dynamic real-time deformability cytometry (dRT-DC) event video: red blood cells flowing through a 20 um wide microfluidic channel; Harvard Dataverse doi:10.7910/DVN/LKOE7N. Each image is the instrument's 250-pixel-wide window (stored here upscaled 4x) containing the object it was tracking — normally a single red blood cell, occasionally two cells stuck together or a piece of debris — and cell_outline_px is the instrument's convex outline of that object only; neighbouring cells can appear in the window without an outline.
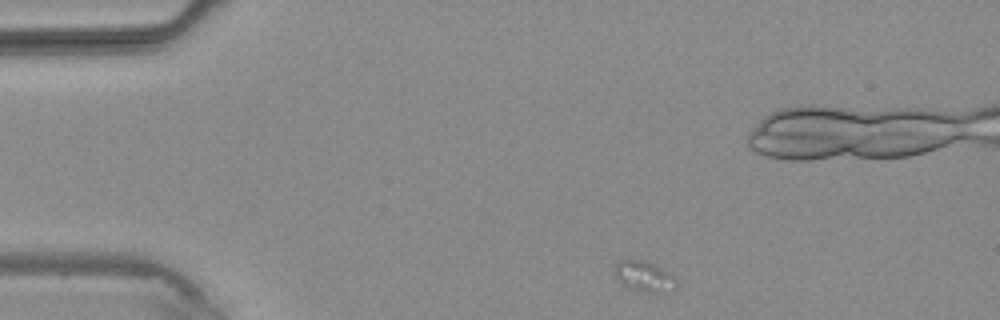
{"species": "common noctule bat (a hibernating species)", "species_latin": "Nyctalus noctula", "temperature_condition": "warm", "stored_images_in_passage": 3, "camera_frame_rate_fps": 3000, "um_per_image_px": 0.085, "animal": {"sex": "male", "body_mass_g": 20.4}, "frame": {"image": 1, "passage_image": 1, "time_ms": 0.0, "image_size_px": [1000, 320], "cell_outline_px": [[676, 284], [672, 288], [664, 292], [648, 292], [628, 288], [612, 272], [616, 264], [620, 260], [644, 260], [676, 276]], "centroid_in_image_um": [54.74, 23.48], "position_along_channel_um": 30.3, "area_um2": 10.69}}